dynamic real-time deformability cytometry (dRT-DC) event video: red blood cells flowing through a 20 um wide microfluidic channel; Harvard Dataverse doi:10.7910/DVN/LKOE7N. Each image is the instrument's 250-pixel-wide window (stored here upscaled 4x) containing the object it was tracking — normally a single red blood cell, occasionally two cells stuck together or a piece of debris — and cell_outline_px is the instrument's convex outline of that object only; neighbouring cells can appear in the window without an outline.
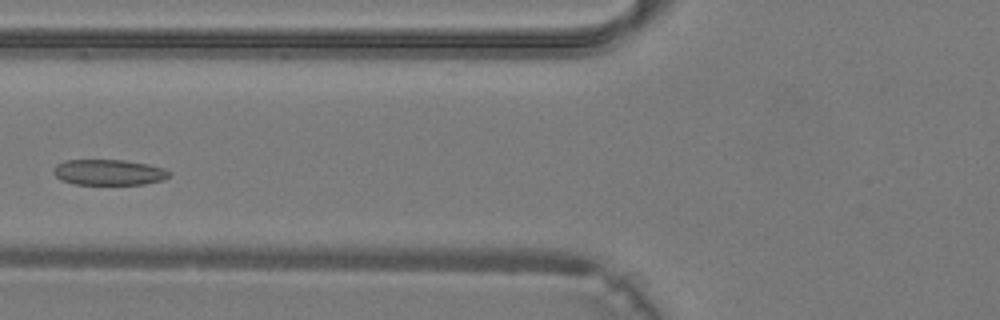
{"species": "common noctule bat (a hibernating species)", "species_latin": "Nyctalus noctula", "temperature_condition": "warm", "stored_images_in_passage": 28, "camera_frame_rate_fps": 3000, "um_per_image_px": 0.085, "animal": {"sex": "male", "body_mass_g": 19.2, "forearm_length_mm": 51.8}, "frame": {"image": 1, "passage_image": 8, "time_ms": 2.333, "image_size_px": [1000, 320], "cell_outline_px": [[172, 172], [164, 180], [144, 184], [76, 184], [60, 180], [52, 172], [52, 168], [56, 164], [64, 160], [124, 160], [148, 164], [164, 168]], "centroid_in_image_um": [9.23, 14.64], "position_along_channel_um": 116.6, "area_um2": 17.46}}
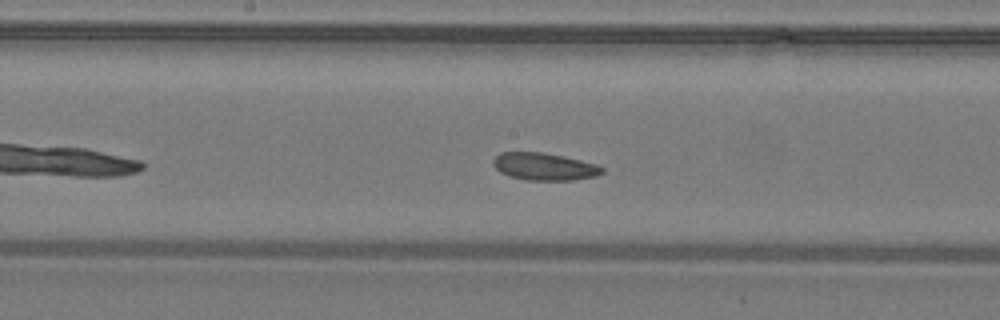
{"frame": {"image": 2, "passage_image": 13, "time_ms": 4.0, "image_size_px": [1000, 320], "cell_outline_px": [[604, 172], [596, 176], [572, 180], [528, 180], [508, 176], [500, 172], [492, 164], [492, 160], [500, 152], [544, 152], [564, 156], [596, 164], [604, 168]], "centroid_in_image_um": [46.25, 14.15], "position_along_channel_um": 201.9, "area_um2": 17.46}}
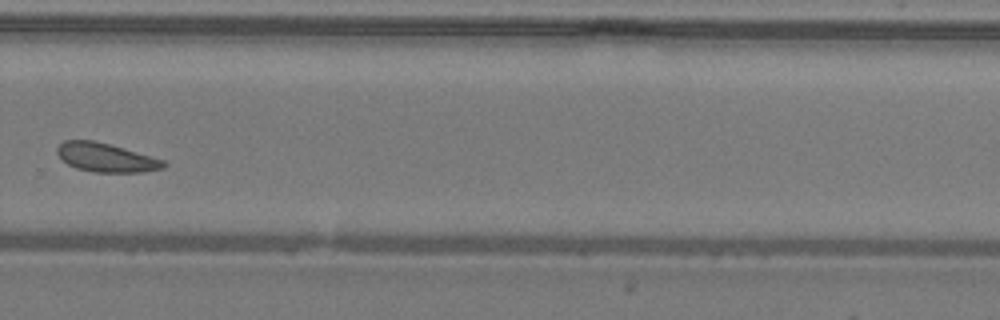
{"frame": {"image": 3, "passage_image": 20, "time_ms": 6.333, "image_size_px": [1000, 320], "cell_outline_px": [[168, 164], [164, 168], [144, 172], [96, 172], [76, 168], [68, 164], [56, 152], [56, 148], [64, 140], [92, 140], [108, 144], [164, 160]], "centroid_in_image_um": [9.01, 13.4], "position_along_channel_um": 320.8, "area_um2": 17.63}}